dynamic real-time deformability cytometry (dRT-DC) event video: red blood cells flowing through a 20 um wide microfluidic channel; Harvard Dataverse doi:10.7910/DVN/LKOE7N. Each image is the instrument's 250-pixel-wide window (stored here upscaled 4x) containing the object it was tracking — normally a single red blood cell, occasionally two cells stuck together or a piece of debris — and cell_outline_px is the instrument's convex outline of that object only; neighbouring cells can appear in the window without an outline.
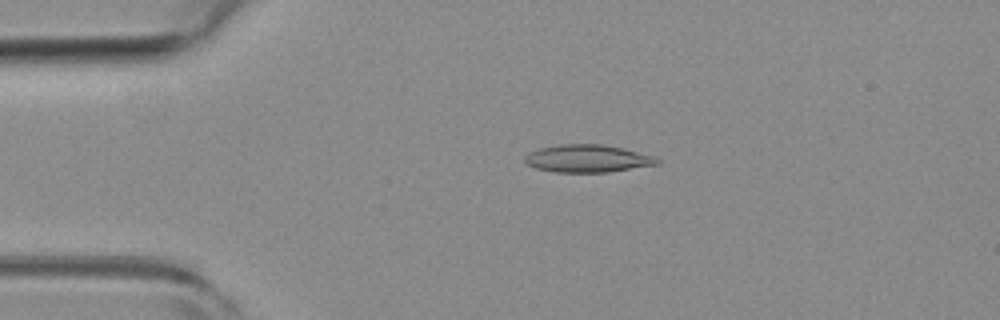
{"species": "common noctule bat (a hibernating species)", "species_latin": "Nyctalus noctula", "temperature_condition": "room temperature", "stored_images_in_passage": 4, "camera_frame_rate_fps": 3000, "um_per_image_px": 0.085, "animal": {"sex": "female", "body_mass_g": 19.3, "forearm_length_mm": 54.1}, "frame": {"image": 1, "passage_image": 3, "time_ms": 0.667, "image_size_px": [1000, 320], "cell_outline_px": [[660, 164], [608, 172], [556, 172], [536, 168], [528, 164], [524, 160], [524, 156], [528, 152], [540, 148], [560, 144], [600, 144], [624, 148], [656, 156], [660, 160]], "centroid_in_image_um": [49.97, 13.47], "position_along_channel_um": 35.0, "area_um2": 21.39}}
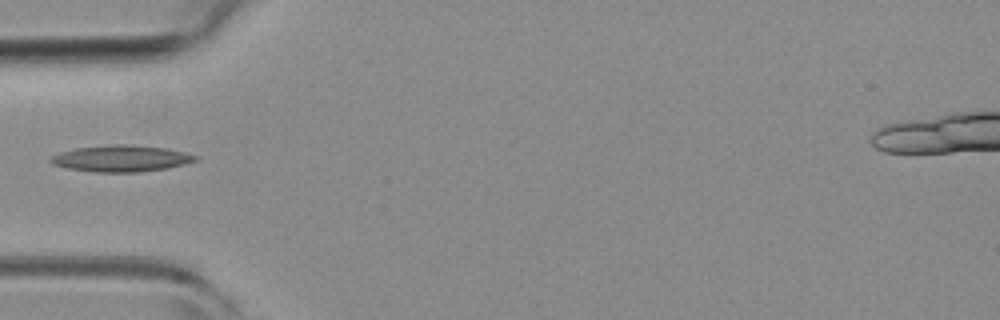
{"frame": {"image": 2, "passage_image": 4, "time_ms": 1.0, "image_size_px": [1000, 320], "cell_outline_px": [[200, 160], [168, 168], [140, 172], [96, 172], [68, 168], [52, 164], [48, 160], [52, 156], [60, 152], [76, 148], [112, 144], [132, 144], [168, 148], [200, 156]], "centroid_in_image_um": [10.35, 13.46], "position_along_channel_um": 74.6, "area_um2": 22.54}}